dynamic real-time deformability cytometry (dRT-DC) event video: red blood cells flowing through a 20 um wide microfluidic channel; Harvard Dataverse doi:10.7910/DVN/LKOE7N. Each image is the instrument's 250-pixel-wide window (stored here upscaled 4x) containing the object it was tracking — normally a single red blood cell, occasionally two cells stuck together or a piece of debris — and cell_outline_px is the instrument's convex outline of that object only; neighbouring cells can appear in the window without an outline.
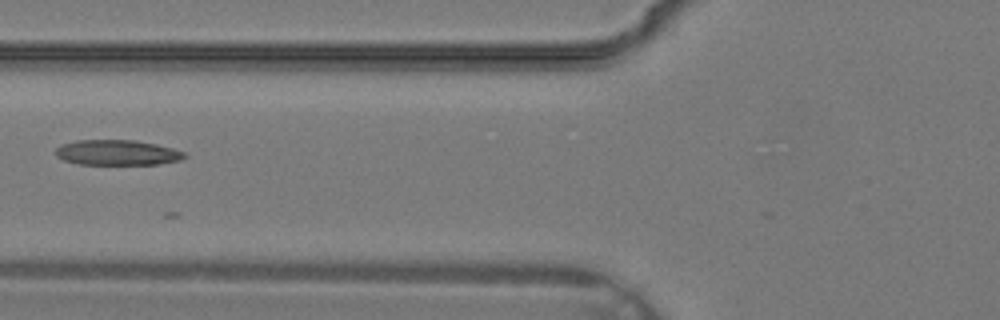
{"species": "common noctule bat (a hibernating species)", "species_latin": "Nyctalus noctula", "temperature_condition": "warm", "stored_images_in_passage": 18, "camera_frame_rate_fps": 3000, "um_per_image_px": 0.085, "animal": {"sex": "male", "body_mass_g": 19.2, "forearm_length_mm": 51.8}, "frame": {"image": 1, "passage_image": 8, "time_ms": 2.333, "image_size_px": [1000, 320], "cell_outline_px": [[188, 156], [180, 160], [156, 164], [80, 164], [64, 160], [56, 156], [56, 148], [60, 144], [76, 140], [136, 140], [156, 144], [172, 148], [184, 152]], "centroid_in_image_um": [9.95, 12.96], "position_along_channel_um": 115.8, "area_um2": 18.96}}
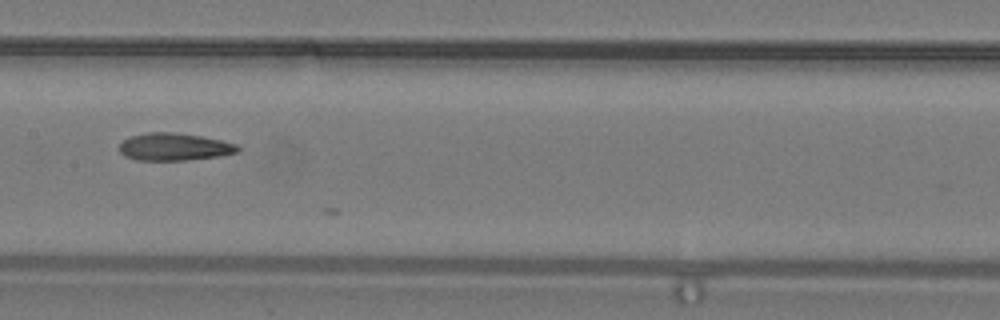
{"frame": {"image": 2, "passage_image": 12, "time_ms": 3.667, "image_size_px": [1000, 320], "cell_outline_px": [[240, 152], [220, 156], [188, 160], [136, 160], [124, 156], [120, 152], [120, 144], [124, 140], [132, 136], [148, 132], [168, 132], [200, 136], [220, 140], [236, 144], [240, 148]], "centroid_in_image_um": [14.83, 12.49], "position_along_channel_um": 192.6, "area_um2": 18.84}}
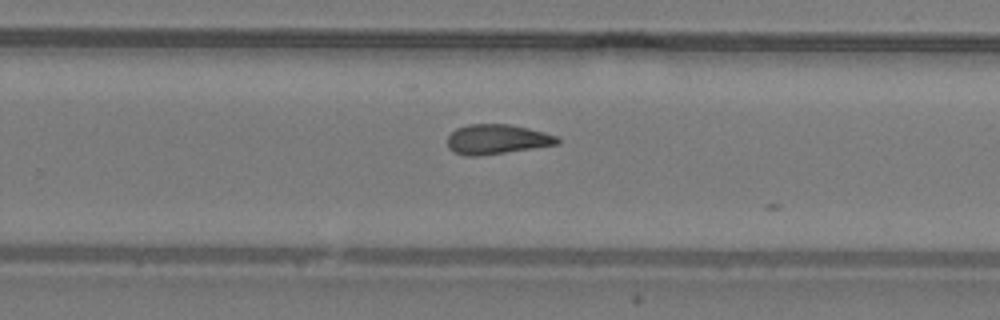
{"frame": {"image": 3, "passage_image": 17, "time_ms": 5.333, "image_size_px": [1000, 320], "cell_outline_px": [[560, 144], [480, 156], [468, 156], [452, 152], [448, 148], [448, 136], [456, 128], [468, 124], [512, 124], [560, 136]], "centroid_in_image_um": [42.26, 11.84], "position_along_channel_um": 287.5, "area_um2": 19.31}}